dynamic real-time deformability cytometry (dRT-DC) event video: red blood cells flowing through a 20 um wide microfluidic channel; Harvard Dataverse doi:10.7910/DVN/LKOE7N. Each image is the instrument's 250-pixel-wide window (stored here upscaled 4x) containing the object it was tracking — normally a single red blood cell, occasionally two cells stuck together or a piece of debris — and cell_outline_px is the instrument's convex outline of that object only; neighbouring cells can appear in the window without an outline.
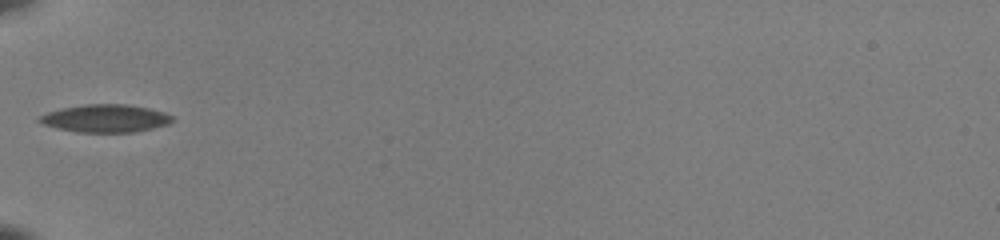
{"species": "common noctule bat (a hibernating species)", "species_latin": "Nyctalus noctula", "temperature_condition": "room temperature", "stored_images_in_passage": 32, "camera_frame_rate_fps": 3000, "um_per_image_px": 0.085, "animal": {"sex": "female", "body_mass_g": 22.0, "forearm_length_mm": 56.7}, "frame": {"image": 1, "passage_image": 1, "time_ms": 0.0, "image_size_px": [1000, 240], "cell_outline_px": [[172, 120], [168, 124], [152, 128], [132, 132], [80, 132], [60, 128], [44, 124], [36, 120], [36, 116], [48, 112], [64, 108], [84, 104], [128, 104], [148, 108], [164, 112], [172, 116]], "centroid_in_image_um": [8.95, 10.05], "position_along_channel_um": 76.1, "area_um2": 21.27}}
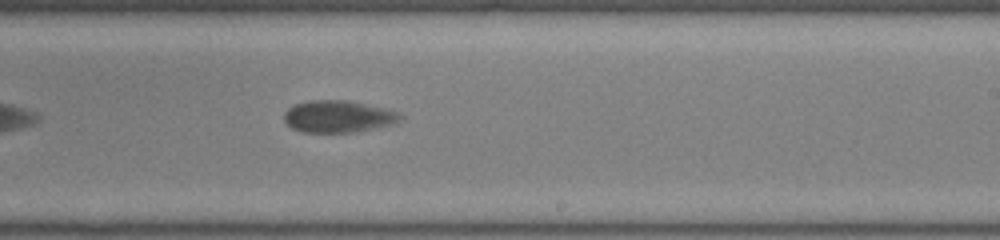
{"frame": {"image": 2, "passage_image": 15, "time_ms": 4.667, "image_size_px": [1000, 240], "cell_outline_px": [[404, 116], [400, 120], [388, 124], [356, 132], [304, 132], [292, 128], [284, 120], [284, 112], [288, 108], [296, 104], [308, 100], [348, 100], [396, 112]], "centroid_in_image_um": [28.67, 9.9], "position_along_channel_um": 260.3, "area_um2": 21.21}}
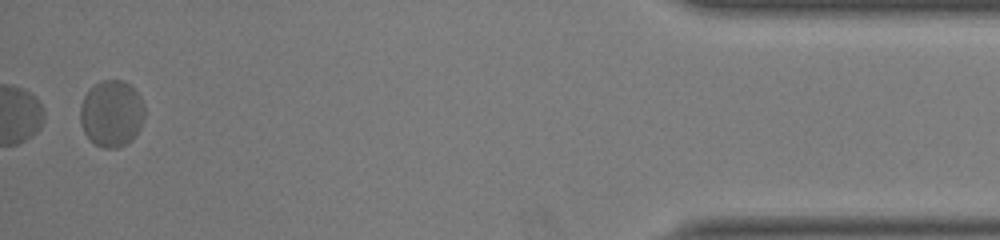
{"frame": {"image": 3, "passage_image": 32, "time_ms": 10.333, "image_size_px": [1000, 240], "cell_outline_px": [[144, 120], [140, 128], [124, 144], [116, 148], [104, 148], [96, 144], [84, 132], [80, 124], [80, 108], [84, 96], [88, 88], [92, 84], [100, 80], [124, 80], [140, 96], [144, 104]], "centroid_in_image_um": [9.46, 9.6], "position_along_channel_um": 425.7, "area_um2": 24.91}, "authors_computed_cell_mechanics": {"area_um2": 21.8195, "velocity_mm_per_s": 3.9771, "shape_relaxation_time_tau1_ms": 4.6752, "shape_relaxation_time_tau2_ms": null, "deformation_change_tau1": 0.1075, "deformation_change_tau2": null}}